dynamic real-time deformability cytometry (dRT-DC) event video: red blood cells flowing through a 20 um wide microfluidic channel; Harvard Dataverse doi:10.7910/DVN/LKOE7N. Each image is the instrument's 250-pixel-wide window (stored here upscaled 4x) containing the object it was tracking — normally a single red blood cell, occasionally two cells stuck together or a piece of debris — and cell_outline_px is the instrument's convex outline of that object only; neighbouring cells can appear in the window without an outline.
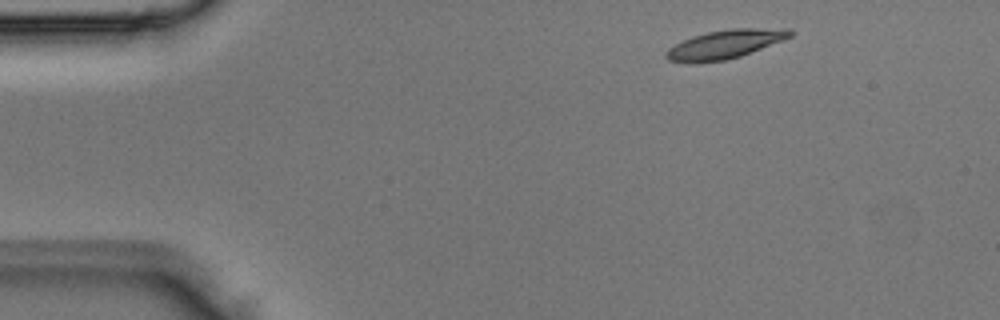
{"species": "Egyptian fruit bat (a non-hibernating species)", "species_latin": "Rousettus aegyptiacus", "temperature_condition": "room temperature", "stored_images_in_passage": 3, "camera_frame_rate_fps": 3000, "um_per_image_px": 0.085, "animal": {"sex": "male"}, "frame": {"image": 1, "passage_image": 1, "time_ms": 0.0, "image_size_px": [1000, 320], "cell_outline_px": [[796, 32], [792, 36], [740, 56], [724, 60], [688, 64], [668, 60], [664, 56], [664, 52], [668, 48], [692, 36], [708, 32], [728, 28], [792, 28]], "centroid_in_image_um": [61.61, 3.76], "position_along_channel_um": 23.4, "area_um2": 20.92}}
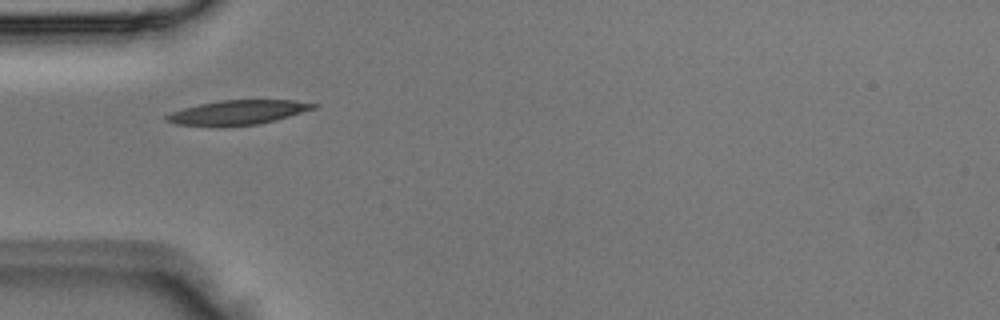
{"frame": {"image": 2, "passage_image": 3, "time_ms": 0.667, "image_size_px": [1000, 320], "cell_outline_px": [[316, 108], [260, 124], [176, 124], [164, 120], [164, 116], [172, 112], [184, 108], [200, 104], [220, 100], [292, 100], [316, 104]], "centroid_in_image_um": [20.23, 9.52], "position_along_channel_um": 64.8, "area_um2": 19.94}}